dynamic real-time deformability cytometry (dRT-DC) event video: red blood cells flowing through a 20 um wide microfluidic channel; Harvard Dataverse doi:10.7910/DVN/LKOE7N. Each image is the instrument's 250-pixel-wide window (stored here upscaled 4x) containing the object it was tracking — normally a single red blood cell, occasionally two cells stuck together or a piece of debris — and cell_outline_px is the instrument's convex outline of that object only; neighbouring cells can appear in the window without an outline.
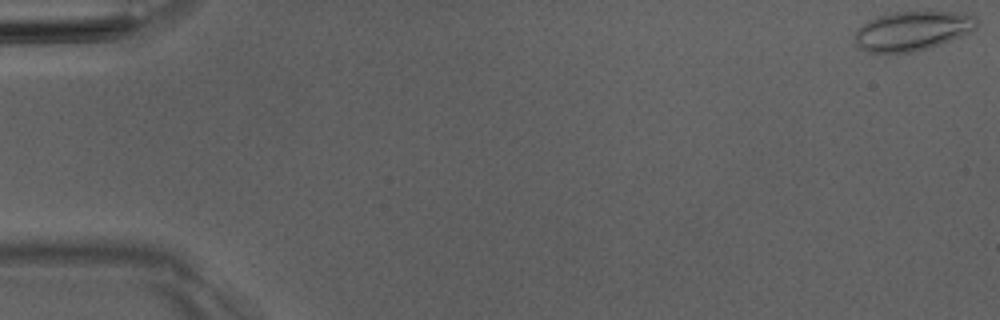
{"species": "Egyptian fruit bat (a non-hibernating species)", "species_latin": "Rousettus aegyptiacus", "temperature_condition": "room temperature", "stored_images_in_passage": 6, "camera_frame_rate_fps": 3000, "um_per_image_px": 0.085, "animal": {"sex": "male"}, "frame": {"image": 1, "passage_image": 1, "time_ms": 0.0, "image_size_px": [1000, 320], "cell_outline_px": [[976, 28], [960, 36], [940, 44], [928, 48], [912, 52], [868, 52], [860, 48], [852, 40], [856, 32], [868, 20], [880, 16], [896, 12], [964, 12], [976, 16]], "centroid_in_image_um": [77.55, 2.62], "position_along_channel_um": 7.5, "area_um2": 27.63}}